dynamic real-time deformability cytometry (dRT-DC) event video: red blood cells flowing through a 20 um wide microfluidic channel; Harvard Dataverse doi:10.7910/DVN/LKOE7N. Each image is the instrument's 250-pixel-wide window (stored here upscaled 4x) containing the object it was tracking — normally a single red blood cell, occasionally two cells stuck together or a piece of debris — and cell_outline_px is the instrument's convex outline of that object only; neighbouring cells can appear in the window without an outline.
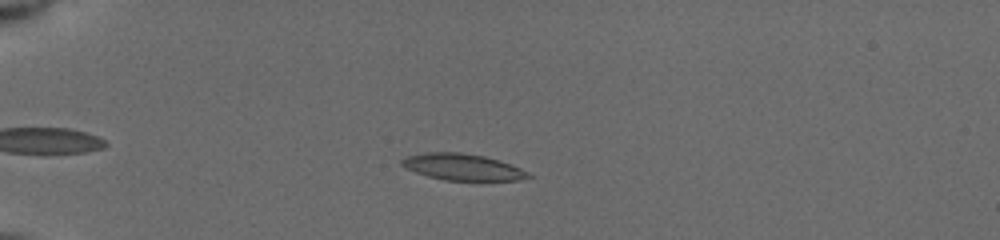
{"species": "common noctule bat (a hibernating species)", "species_latin": "Nyctalus noctula", "temperature_condition": "cold", "stored_images_in_passage": 53, "camera_frame_rate_fps": 3000, "um_per_image_px": 0.085, "animal": {"sex": "female", "body_mass_g": 19.5, "forearm_length_mm": 54.1}, "frame": {"image": 1, "passage_image": 15, "time_ms": 4.667, "image_size_px": [1000, 240], "cell_outline_px": [[536, 176], [520, 180], [444, 180], [428, 176], [404, 168], [400, 164], [400, 160], [408, 156], [424, 152], [460, 152], [484, 156], [520, 168]], "centroid_in_image_um": [39.3, 14.2], "position_along_channel_um": 45.7, "area_um2": 19.42}}
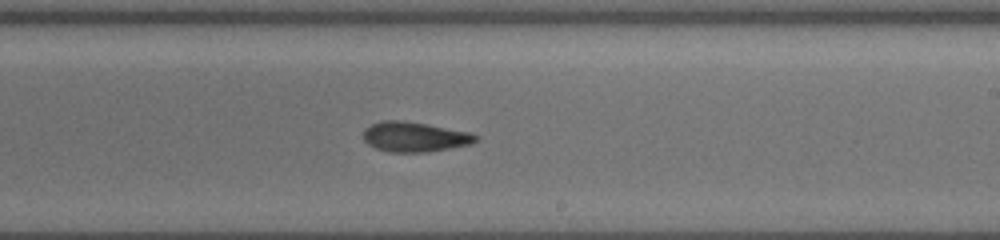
{"frame": {"image": 2, "passage_image": 34, "time_ms": 11.0, "image_size_px": [1000, 240], "cell_outline_px": [[480, 140], [472, 144], [428, 152], [388, 152], [376, 148], [368, 144], [364, 140], [364, 128], [372, 124], [384, 120], [400, 120], [472, 132], [480, 136]], "centroid_in_image_um": [35.29, 11.64], "position_along_channel_um": 253.7, "area_um2": 19.71}}
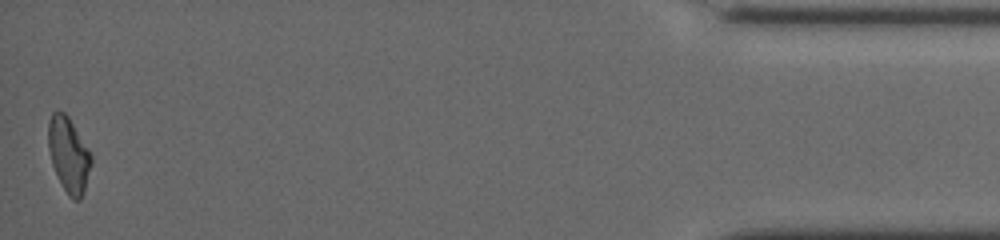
{"frame": {"image": 3, "passage_image": 53, "time_ms": 17.333, "image_size_px": [1000, 240], "cell_outline_px": [[92, 164], [80, 200], [72, 200], [68, 196], [52, 164], [48, 148], [48, 124], [52, 112], [64, 112], [68, 116], [88, 148], [92, 156]], "centroid_in_image_um": [5.84, 13.15], "position_along_channel_um": 429.4, "area_um2": 18.5}, "authors_computed_cell_mechanics": {"area_um2": 19.652, "velocity_mm_per_s": 3.9454, "shape_relaxation_time_tau1_ms": 9.7448, "shape_relaxation_time_tau2_ms": 5.4339, "deformation_change_tau1": 0.2432, "deformation_change_tau2": 0.1536}}